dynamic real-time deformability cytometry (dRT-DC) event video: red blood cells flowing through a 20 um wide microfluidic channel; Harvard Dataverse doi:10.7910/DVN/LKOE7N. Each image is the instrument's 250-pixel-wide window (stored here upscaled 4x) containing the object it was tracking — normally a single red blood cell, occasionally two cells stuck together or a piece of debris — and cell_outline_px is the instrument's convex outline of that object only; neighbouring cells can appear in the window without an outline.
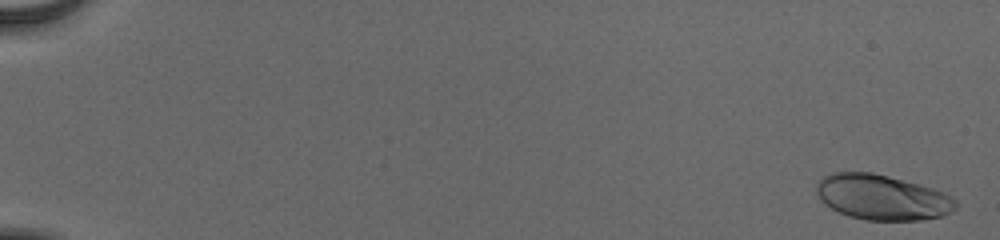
{"species": "human", "species_latin": "Homo sapiens", "temperature_condition": "cold", "stored_images_in_passage": 56, "camera_frame_rate_fps": 3000, "um_per_image_px": 0.085, "donor": {"sex": "male"}, "frame": {"image": 1, "passage_image": 2, "time_ms": 0.333, "image_size_px": [1000, 240], "cell_outline_px": [[956, 208], [940, 216], [920, 220], [864, 220], [848, 216], [832, 208], [820, 200], [816, 192], [816, 184], [824, 176], [832, 172], [872, 172], [920, 184], [944, 192], [952, 196], [956, 200]], "centroid_in_image_um": [74.96, 16.76], "position_along_channel_um": 10.0, "area_um2": 36.65}}
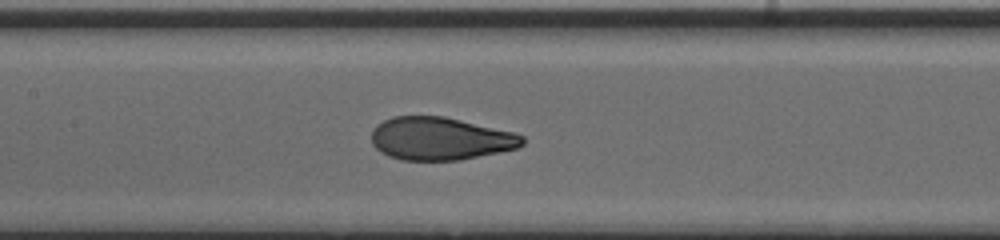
{"frame": {"image": 2, "passage_image": 30, "time_ms": 9.667, "image_size_px": [1000, 240], "cell_outline_px": [[524, 144], [516, 148], [500, 152], [460, 160], [400, 160], [388, 156], [380, 152], [372, 144], [372, 128], [376, 124], [392, 116], [444, 116], [516, 132], [524, 136]], "centroid_in_image_um": [37.42, 11.78], "position_along_channel_um": 170.0, "area_um2": 38.03}}
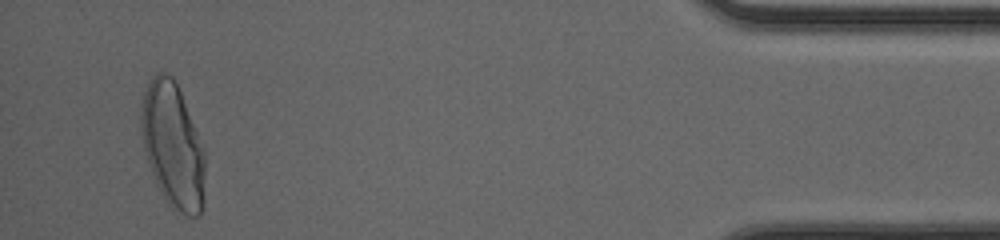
{"frame": {"image": 3, "passage_image": 54, "time_ms": 17.667, "image_size_px": [1000, 240], "cell_outline_px": [[204, 200], [200, 212], [196, 216], [188, 216], [180, 212], [164, 200], [152, 172], [144, 148], [140, 132], [140, 108], [144, 92], [152, 76], [156, 72], [164, 72], [172, 76], [180, 92], [204, 148]], "centroid_in_image_um": [14.67, 12.34], "position_along_channel_um": 420.5, "area_um2": 46.24}, "authors_computed_cell_mechanics": {"area_um2": 37.8879, "velocity_mm_per_s": 3.8829, "shape_relaxation_time_tau1_ms": 3.0014, "shape_relaxation_time_tau2_ms": null, "deformation_change_tau1": 0.1788, "deformation_change_tau2": null}}